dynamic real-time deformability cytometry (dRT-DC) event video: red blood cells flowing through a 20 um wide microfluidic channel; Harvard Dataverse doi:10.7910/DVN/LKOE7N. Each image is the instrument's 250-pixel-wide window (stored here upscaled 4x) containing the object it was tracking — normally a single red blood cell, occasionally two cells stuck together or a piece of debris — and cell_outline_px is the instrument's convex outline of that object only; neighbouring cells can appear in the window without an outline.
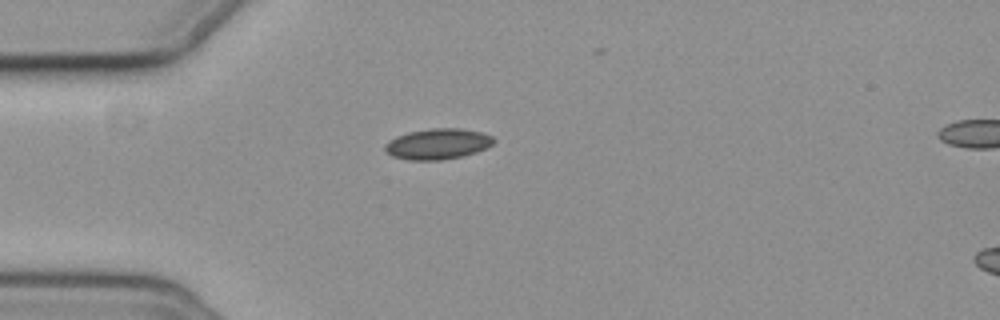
{"species": "common noctule bat (a hibernating species)", "species_latin": "Nyctalus noctula", "temperature_condition": "cold", "stored_images_in_passage": 32, "camera_frame_rate_fps": 3000, "um_per_image_px": 0.085, "animal": {"sex": "female", "body_mass_g": 19.3, "forearm_length_mm": 54.1}, "frame": {"image": 1, "passage_image": 1, "time_ms": 0.0, "image_size_px": [1000, 320], "cell_outline_px": [[496, 140], [492, 144], [476, 152], [460, 156], [440, 160], [408, 160], [392, 156], [384, 152], [384, 144], [388, 140], [396, 136], [408, 132], [432, 128], [460, 128], [480, 132], [492, 136]], "centroid_in_image_um": [37.15, 12.23], "position_along_channel_um": 47.9, "area_um2": 19.48}}
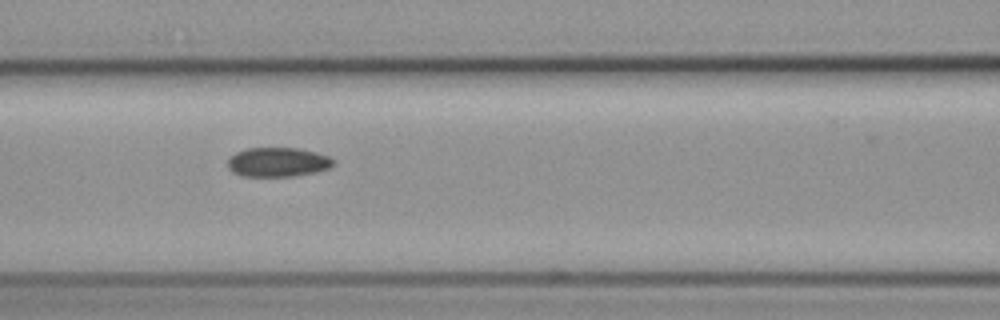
{"frame": {"image": 2, "passage_image": 10, "time_ms": 3.0, "image_size_px": [1000, 320], "cell_outline_px": [[336, 164], [328, 168], [312, 172], [292, 176], [244, 176], [232, 172], [228, 168], [228, 160], [236, 152], [248, 148], [300, 148], [328, 156], [336, 160]], "centroid_in_image_um": [23.62, 13.77], "position_along_channel_um": 143.0, "area_um2": 17.92}}
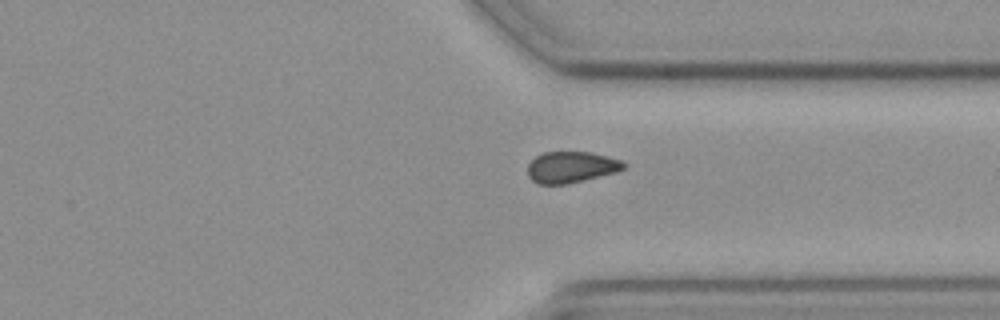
{"frame": {"image": 3, "passage_image": 28, "time_ms": 9.0, "image_size_px": [1000, 320], "cell_outline_px": [[628, 164], [624, 168], [616, 172], [568, 184], [536, 184], [528, 176], [528, 164], [536, 156], [544, 152], [592, 152], [624, 160]], "centroid_in_image_um": [48.58, 14.2], "position_along_channel_um": 362.8, "area_um2": 17.69}}